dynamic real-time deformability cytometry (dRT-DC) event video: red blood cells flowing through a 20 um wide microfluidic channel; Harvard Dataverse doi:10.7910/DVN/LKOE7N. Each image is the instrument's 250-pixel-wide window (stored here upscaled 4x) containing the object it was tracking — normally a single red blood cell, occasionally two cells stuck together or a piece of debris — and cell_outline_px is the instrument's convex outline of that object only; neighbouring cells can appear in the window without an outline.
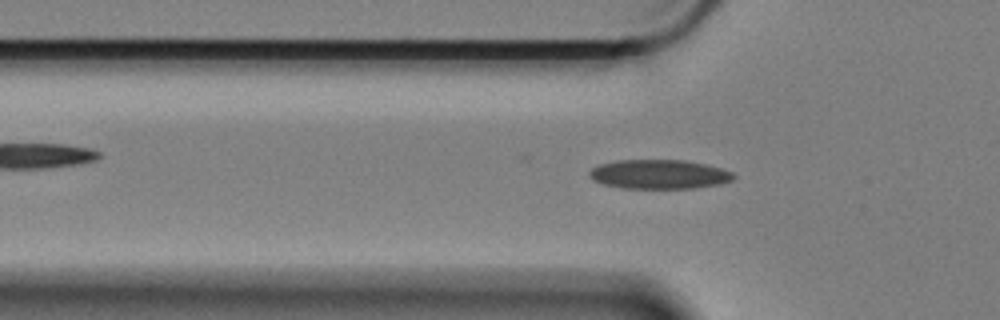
{"species": "Egyptian fruit bat (a non-hibernating species)", "species_latin": "Rousettus aegyptiacus", "temperature_condition": "cold", "stored_images_in_passage": 41, "camera_frame_rate_fps": 3000, "um_per_image_px": 0.085, "animal": {"sex": "female"}, "frame": {"image": 1, "passage_image": 9, "time_ms": 2.667, "image_size_px": [1000, 320], "cell_outline_px": [[736, 176], [732, 180], [720, 184], [696, 188], [620, 188], [604, 184], [592, 180], [588, 176], [588, 172], [592, 168], [600, 164], [620, 160], [684, 160], [708, 164], [724, 168], [732, 172]], "centroid_in_image_um": [56.05, 14.81], "position_along_channel_um": 69.7, "area_um2": 24.8}}
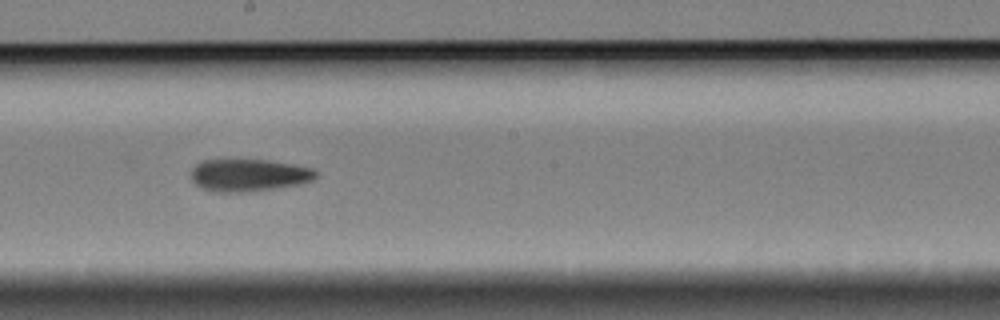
{"frame": {"image": 2, "passage_image": 23, "time_ms": 7.333, "image_size_px": [1000, 320], "cell_outline_px": [[316, 176], [312, 180], [300, 184], [272, 188], [240, 192], [212, 192], [200, 188], [192, 180], [192, 168], [196, 164], [204, 160], [268, 160], [292, 164], [312, 168], [316, 172]], "centroid_in_image_um": [21.11, 14.89], "position_along_channel_um": 227.1, "area_um2": 23.29}}
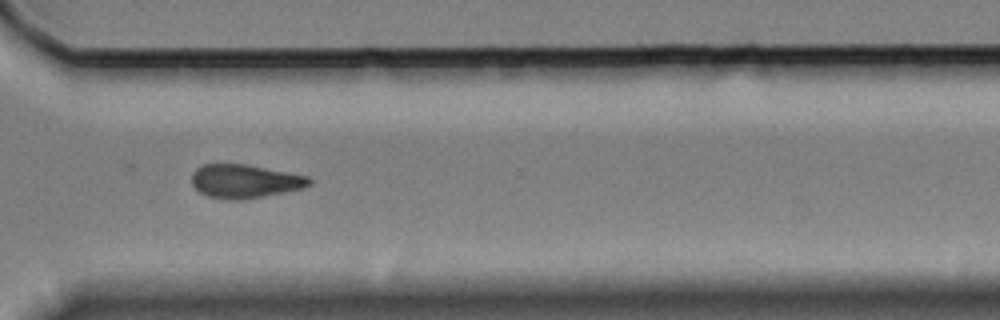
{"frame": {"image": 3, "passage_image": 34, "time_ms": 11.0, "image_size_px": [1000, 320], "cell_outline_px": [[312, 184], [304, 188], [284, 192], [236, 200], [224, 200], [208, 196], [200, 192], [192, 184], [192, 172], [196, 168], [204, 164], [244, 164], [308, 176], [312, 180]], "centroid_in_image_um": [20.8, 15.4], "position_along_channel_um": 349.8, "area_um2": 22.83}, "authors_computed_cell_mechanics": {"area_um2": 23.7558, "velocity_mm_per_s": 3.3472, "shape_relaxation_time_tau1_ms": 11.0103, "shape_relaxation_time_tau2_ms": null, "deformation_change_tau1": 0.1694, "deformation_change_tau2": null}}